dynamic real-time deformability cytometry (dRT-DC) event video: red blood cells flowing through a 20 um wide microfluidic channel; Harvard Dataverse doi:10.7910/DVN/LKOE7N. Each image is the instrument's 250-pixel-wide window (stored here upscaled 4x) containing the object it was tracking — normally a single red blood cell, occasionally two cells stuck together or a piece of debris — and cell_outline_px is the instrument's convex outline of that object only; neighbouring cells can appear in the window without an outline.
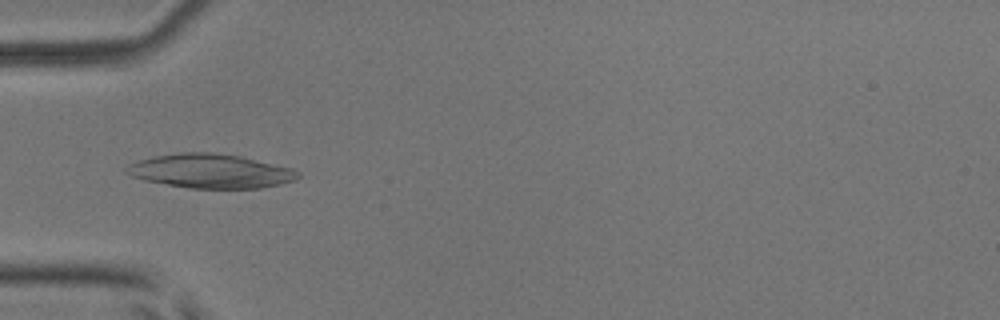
{"species": "common noctule bat (a hibernating species)", "species_latin": "Nyctalus noctula", "temperature_condition": "room temperature", "stored_images_in_passage": 4, "camera_frame_rate_fps": 3000, "um_per_image_px": 0.085, "animal": {"sex": "male", "body_mass_g": 17.9, "forearm_length_mm": 54.2}, "frame": {"image": 1, "passage_image": 2, "time_ms": 0.333, "image_size_px": [1000, 320], "cell_outline_px": [[300, 176], [296, 180], [280, 184], [260, 188], [188, 188], [144, 180], [132, 176], [124, 172], [124, 168], [128, 164], [152, 156], [180, 152], [212, 152], [240, 156], [292, 168], [300, 172]], "centroid_in_image_um": [17.88, 14.54], "position_along_channel_um": 67.1, "area_um2": 34.16}}